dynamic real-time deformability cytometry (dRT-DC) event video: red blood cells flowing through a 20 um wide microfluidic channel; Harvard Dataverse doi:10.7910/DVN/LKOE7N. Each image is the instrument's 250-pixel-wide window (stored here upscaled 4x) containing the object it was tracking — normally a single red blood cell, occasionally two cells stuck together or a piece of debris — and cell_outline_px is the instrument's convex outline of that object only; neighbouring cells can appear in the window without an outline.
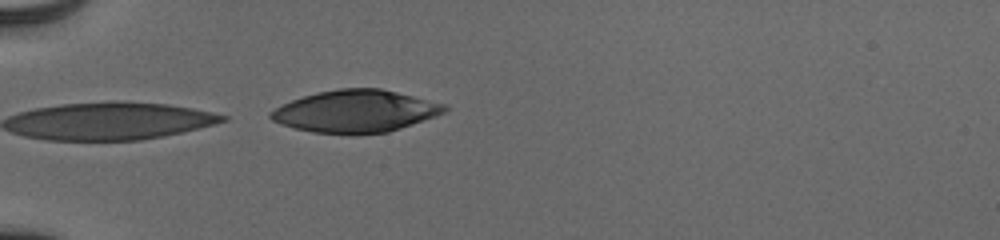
{"species": "human", "species_latin": "Homo sapiens", "temperature_condition": "cold", "stored_images_in_passage": 4, "camera_frame_rate_fps": 3000, "um_per_image_px": 0.085, "donor": {"sex": "male"}, "frame": {"image": 1, "passage_image": 4, "time_ms": 1.0, "image_size_px": [1000, 240], "cell_outline_px": [[448, 108], [444, 112], [436, 116], [388, 132], [352, 136], [312, 132], [280, 124], [272, 120], [268, 116], [268, 112], [292, 100], [316, 92], [340, 88], [380, 88], [448, 104]], "centroid_in_image_um": [30.23, 9.47], "position_along_channel_um": 54.8, "area_um2": 43.18}}